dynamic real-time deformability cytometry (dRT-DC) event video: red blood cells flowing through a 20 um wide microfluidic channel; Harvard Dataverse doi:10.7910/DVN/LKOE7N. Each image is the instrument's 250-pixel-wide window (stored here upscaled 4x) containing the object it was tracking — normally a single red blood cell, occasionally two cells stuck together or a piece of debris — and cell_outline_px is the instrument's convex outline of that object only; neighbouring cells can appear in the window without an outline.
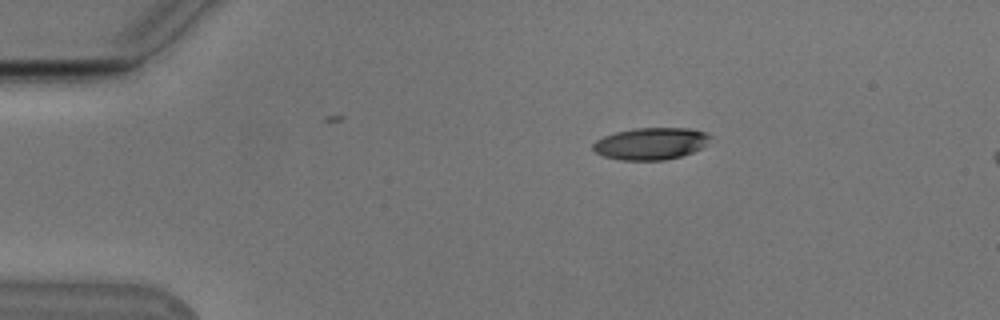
{"species": "Egyptian fruit bat (a non-hibernating species)", "species_latin": "Rousettus aegyptiacus", "temperature_condition": "cold", "stored_images_in_passage": 6, "camera_frame_rate_fps": 3000, "um_per_image_px": 0.085, "animal": {"sex": "male"}, "frame": {"image": 1, "passage_image": 1, "time_ms": 0.0, "image_size_px": [1000, 320], "cell_outline_px": [[712, 136], [700, 148], [692, 152], [680, 156], [664, 160], [620, 160], [604, 156], [596, 152], [592, 148], [592, 144], [596, 140], [604, 136], [616, 132], [632, 128], [692, 128], [708, 132]], "centroid_in_image_um": [55.31, 12.19], "position_along_channel_um": 29.7, "area_um2": 21.85}}